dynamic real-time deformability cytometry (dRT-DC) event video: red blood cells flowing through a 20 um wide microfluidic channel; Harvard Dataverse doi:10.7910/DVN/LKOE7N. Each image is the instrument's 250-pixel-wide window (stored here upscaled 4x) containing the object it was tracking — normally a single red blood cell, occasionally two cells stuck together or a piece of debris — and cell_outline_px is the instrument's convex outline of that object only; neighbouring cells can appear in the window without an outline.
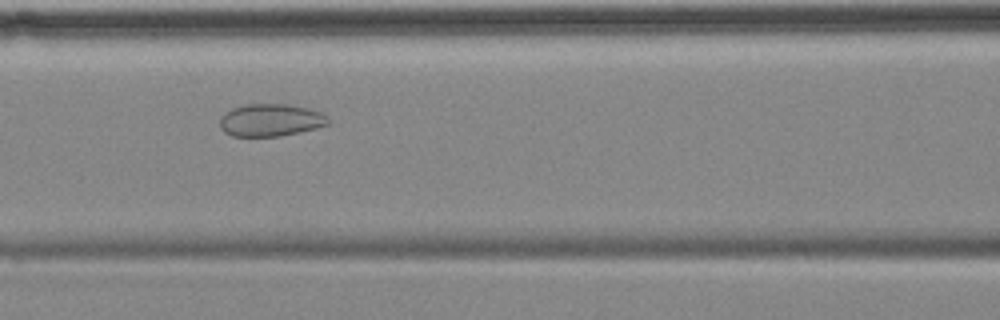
{"species": "common noctule bat (a hibernating species)", "species_latin": "Nyctalus noctula", "temperature_condition": "cold", "stored_images_in_passage": 9, "camera_frame_rate_fps": 3000, "um_per_image_px": 0.085, "animal": {"sex": "female", "body_mass_g": 18.4}, "frame": {"image": 1, "passage_image": 7, "time_ms": 7.0, "image_size_px": [1000, 320], "cell_outline_px": [[328, 124], [316, 128], [300, 132], [280, 136], [232, 136], [224, 132], [220, 128], [220, 116], [224, 112], [232, 108], [244, 104], [284, 104], [308, 108], [320, 112], [328, 116]], "centroid_in_image_um": [22.96, 10.21], "position_along_channel_um": 143.6, "area_um2": 20.58}}
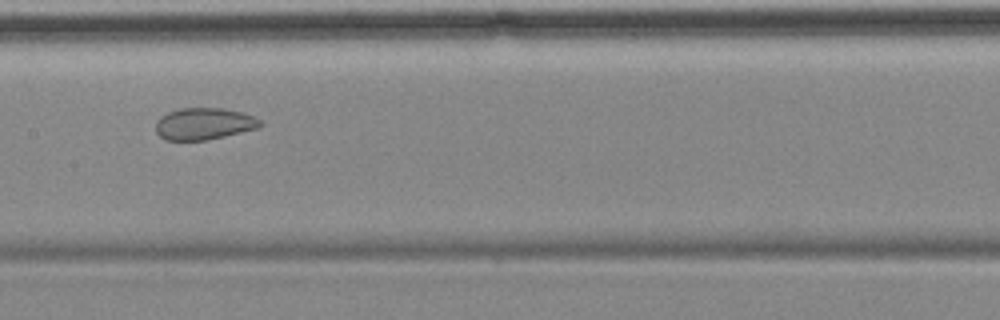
{"frame": {"image": 2, "passage_image": 8, "time_ms": 8.333, "image_size_px": [1000, 320], "cell_outline_px": [[264, 124], [260, 128], [208, 140], [164, 140], [156, 132], [156, 120], [160, 116], [168, 112], [180, 108], [224, 108], [256, 116]], "centroid_in_image_um": [17.36, 10.52], "position_along_channel_um": 190.0, "area_um2": 19.65}}
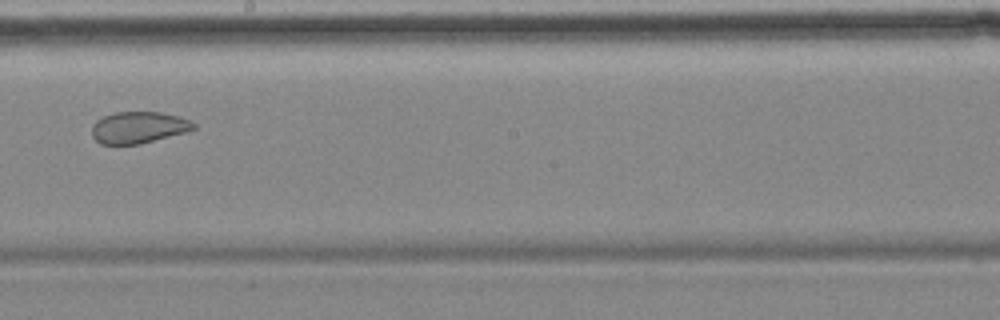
{"frame": {"image": 3, "passage_image": 9, "time_ms": 9.667, "image_size_px": [1000, 320], "cell_outline_px": [[196, 128], [184, 132], [140, 144], [100, 144], [92, 136], [92, 124], [96, 120], [112, 112], [160, 112], [176, 116], [188, 120], [196, 124]], "centroid_in_image_um": [11.72, 10.83], "position_along_channel_um": 236.5, "area_um2": 18.61}}